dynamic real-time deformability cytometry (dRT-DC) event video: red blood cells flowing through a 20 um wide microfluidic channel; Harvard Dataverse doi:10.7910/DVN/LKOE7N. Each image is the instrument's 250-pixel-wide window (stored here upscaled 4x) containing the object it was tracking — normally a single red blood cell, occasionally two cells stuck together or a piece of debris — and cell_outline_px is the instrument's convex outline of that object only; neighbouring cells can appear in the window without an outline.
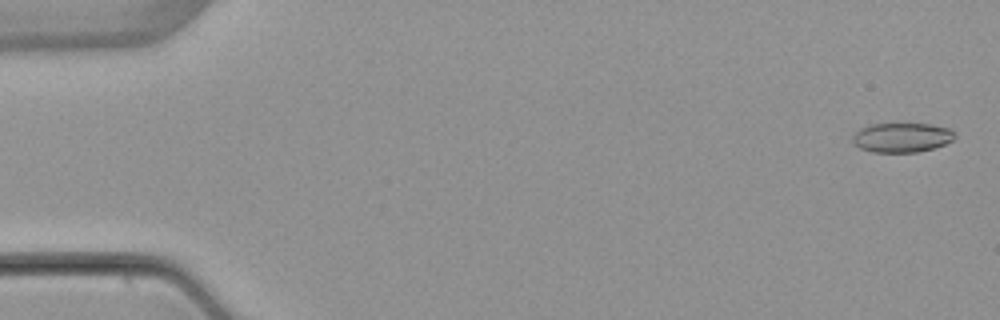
{"species": "common noctule bat (a hibernating species)", "species_latin": "Nyctalus noctula", "temperature_condition": "warm", "stored_images_in_passage": 5, "camera_frame_rate_fps": 3000, "um_per_image_px": 0.085, "animal": {"sex": "female", "body_mass_g": 22.7, "forearm_length_mm": 54.2}, "frame": {"image": 1, "passage_image": 1, "time_ms": 0.0, "image_size_px": [1000, 320], "cell_outline_px": [[956, 136], [952, 140], [944, 144], [932, 148], [916, 152], [872, 152], [860, 148], [852, 140], [852, 136], [860, 128], [868, 124], [932, 124], [948, 128], [956, 132]], "centroid_in_image_um": [76.65, 11.68], "position_along_channel_um": 8.3, "area_um2": 17.51}}
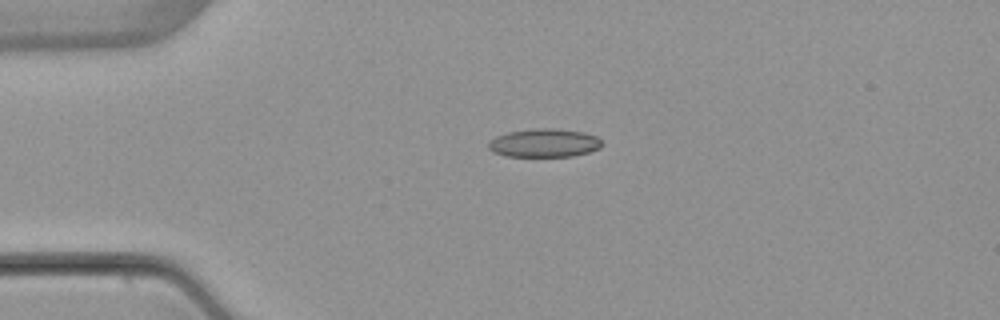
{"frame": {"image": 2, "passage_image": 4, "time_ms": 3.667, "image_size_px": [1000, 320], "cell_outline_px": [[600, 148], [588, 152], [572, 156], [504, 156], [492, 152], [488, 148], [488, 140], [496, 136], [508, 132], [532, 128], [556, 128], [584, 132], [596, 136], [600, 140]], "centroid_in_image_um": [46.2, 12.14], "position_along_channel_um": 38.8, "area_um2": 18.9}}